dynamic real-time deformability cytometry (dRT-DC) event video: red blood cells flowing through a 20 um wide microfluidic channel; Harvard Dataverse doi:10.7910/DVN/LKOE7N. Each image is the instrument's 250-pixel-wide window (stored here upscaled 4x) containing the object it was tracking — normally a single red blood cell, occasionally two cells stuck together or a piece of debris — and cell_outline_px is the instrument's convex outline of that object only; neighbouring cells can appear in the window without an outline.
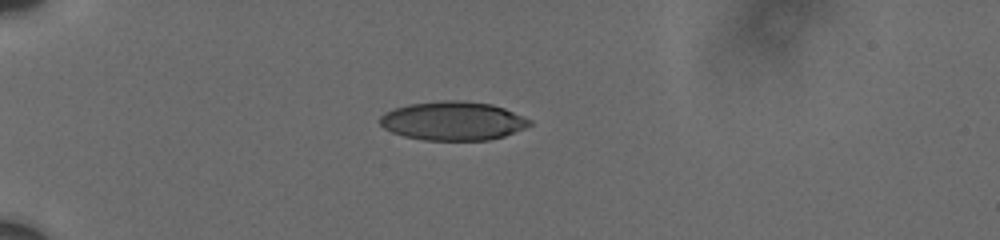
{"species": "human", "species_latin": "Homo sapiens", "temperature_condition": "cold", "stored_images_in_passage": 5, "camera_frame_rate_fps": 3000, "um_per_image_px": 0.085, "donor": {"sex": "male"}, "frame": {"image": 1, "passage_image": 1, "time_ms": 0.0, "image_size_px": [1000, 240], "cell_outline_px": [[532, 124], [524, 128], [504, 136], [488, 140], [424, 140], [404, 136], [392, 132], [384, 128], [380, 124], [380, 116], [384, 112], [408, 104], [444, 100], [460, 100], [492, 104], [504, 108], [532, 120]], "centroid_in_image_um": [38.5, 10.27], "position_along_channel_um": 46.5, "area_um2": 33.81}}
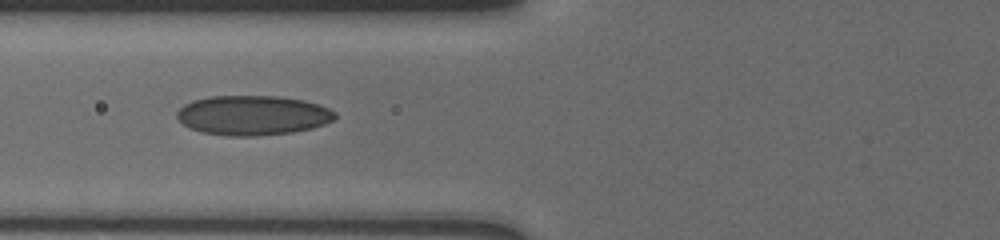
{"frame": {"image": 2, "passage_image": 4, "time_ms": 2.667, "image_size_px": [1000, 240], "cell_outline_px": [[336, 120], [312, 128], [292, 132], [256, 136], [224, 136], [200, 132], [188, 128], [176, 116], [176, 112], [184, 104], [192, 100], [208, 96], [276, 96], [304, 100], [328, 108], [336, 112]], "centroid_in_image_um": [21.46, 9.8], "position_along_channel_um": 104.3, "area_um2": 36.82}}